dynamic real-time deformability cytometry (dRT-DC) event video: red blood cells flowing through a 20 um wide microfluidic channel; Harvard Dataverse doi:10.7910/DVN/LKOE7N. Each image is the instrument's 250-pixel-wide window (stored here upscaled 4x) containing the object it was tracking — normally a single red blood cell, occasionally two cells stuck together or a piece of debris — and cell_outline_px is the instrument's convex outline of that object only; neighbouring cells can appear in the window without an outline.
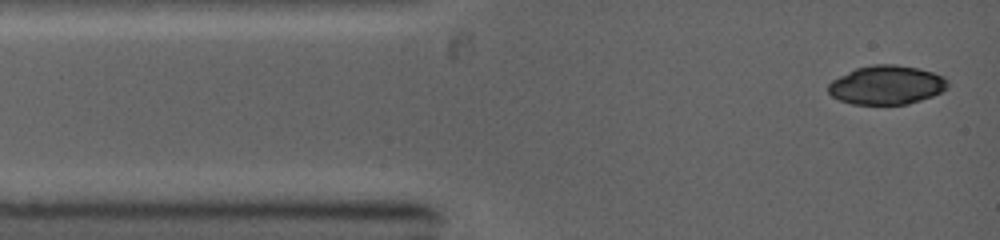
{"species": "common noctule bat (a hibernating species)", "species_latin": "Nyctalus noctula", "temperature_condition": "warm", "stored_images_in_passage": 4, "camera_frame_rate_fps": 5000, "um_per_image_px": 0.085, "animal": {"sex": "female", "body_mass_g": 19.0, "forearm_length_mm": 53.3}, "frame": {"image": 1, "passage_image": 1, "time_ms": 0.0, "image_size_px": [1000, 240], "cell_outline_px": [[948, 88], [932, 96], [908, 104], [852, 104], [840, 100], [832, 96], [828, 92], [828, 84], [832, 80], [856, 68], [872, 64], [896, 64], [916, 68], [932, 72], [944, 76], [948, 80]], "centroid_in_image_um": [75.36, 7.22], "position_along_channel_um": 9.6, "area_um2": 27.05}}